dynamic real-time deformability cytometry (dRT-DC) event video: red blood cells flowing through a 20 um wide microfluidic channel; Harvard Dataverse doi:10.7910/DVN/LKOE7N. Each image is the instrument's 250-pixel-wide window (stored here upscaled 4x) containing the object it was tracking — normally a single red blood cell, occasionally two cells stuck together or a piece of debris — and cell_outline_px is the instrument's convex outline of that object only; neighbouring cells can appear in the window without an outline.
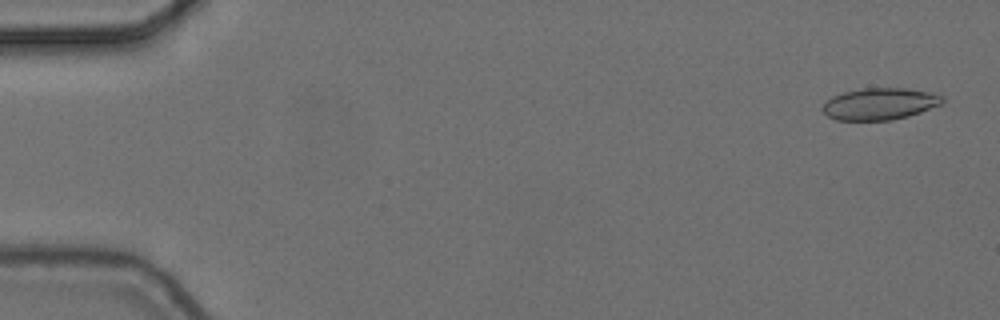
{"species": "common noctule bat (a hibernating species)", "species_latin": "Nyctalus noctula", "temperature_condition": "cold", "stored_images_in_passage": 5, "camera_frame_rate_fps": 3000, "um_per_image_px": 0.085, "animal": {"sex": "female", "body_mass_g": 24.6, "forearm_length_mm": 56.2}, "frame": {"image": 1, "passage_image": 1, "time_ms": 0.0, "image_size_px": [1000, 320], "cell_outline_px": [[944, 100], [940, 104], [920, 112], [908, 116], [892, 120], [836, 120], [828, 116], [820, 108], [832, 96], [844, 92], [860, 88], [904, 88], [928, 92], [944, 96]], "centroid_in_image_um": [74.75, 8.83], "position_along_channel_um": 10.2, "area_um2": 22.08}}
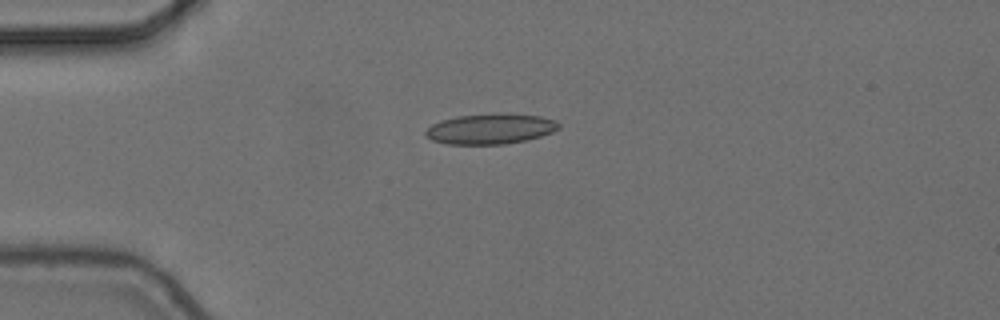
{"frame": {"image": 2, "passage_image": 4, "time_ms": 1.0, "image_size_px": [1000, 320], "cell_outline_px": [[560, 128], [552, 132], [540, 136], [524, 140], [504, 144], [448, 144], [432, 140], [424, 132], [432, 124], [440, 120], [456, 116], [540, 116], [556, 120], [560, 124]], "centroid_in_image_um": [41.66, 10.99], "position_along_channel_um": 43.3, "area_um2": 22.48}}